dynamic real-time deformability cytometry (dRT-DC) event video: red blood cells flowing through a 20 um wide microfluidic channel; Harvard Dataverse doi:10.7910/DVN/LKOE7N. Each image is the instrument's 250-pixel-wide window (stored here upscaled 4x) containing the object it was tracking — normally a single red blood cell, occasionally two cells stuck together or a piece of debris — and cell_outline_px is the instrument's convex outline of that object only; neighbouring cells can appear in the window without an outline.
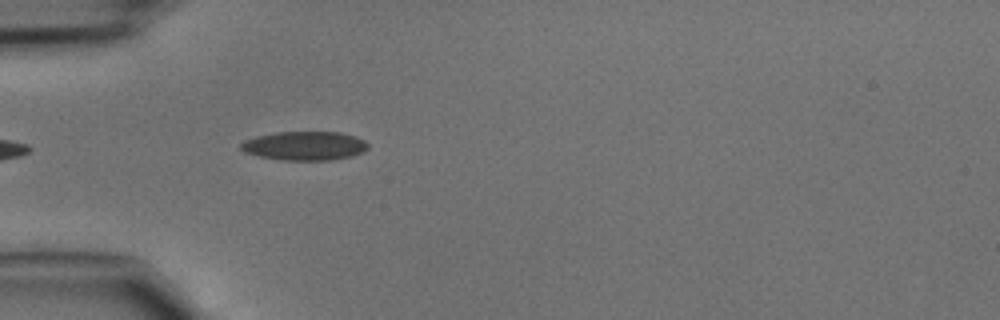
{"species": "common noctule bat (a hibernating species)", "species_latin": "Nyctalus noctula", "temperature_condition": "cold", "stored_images_in_passage": 21, "camera_frame_rate_fps": 3000, "um_per_image_px": 0.085, "animal": {"sex": "male", "body_mass_g": 15.6}, "frame": {"image": 1, "passage_image": 1, "time_ms": 0.0, "image_size_px": [1000, 320], "cell_outline_px": [[368, 148], [352, 156], [328, 160], [284, 160], [260, 156], [244, 152], [240, 148], [240, 144], [244, 140], [256, 136], [276, 132], [340, 132], [356, 136], [364, 140], [368, 144]], "centroid_in_image_um": [25.88, 12.38], "position_along_channel_um": 59.1, "area_um2": 21.33}}